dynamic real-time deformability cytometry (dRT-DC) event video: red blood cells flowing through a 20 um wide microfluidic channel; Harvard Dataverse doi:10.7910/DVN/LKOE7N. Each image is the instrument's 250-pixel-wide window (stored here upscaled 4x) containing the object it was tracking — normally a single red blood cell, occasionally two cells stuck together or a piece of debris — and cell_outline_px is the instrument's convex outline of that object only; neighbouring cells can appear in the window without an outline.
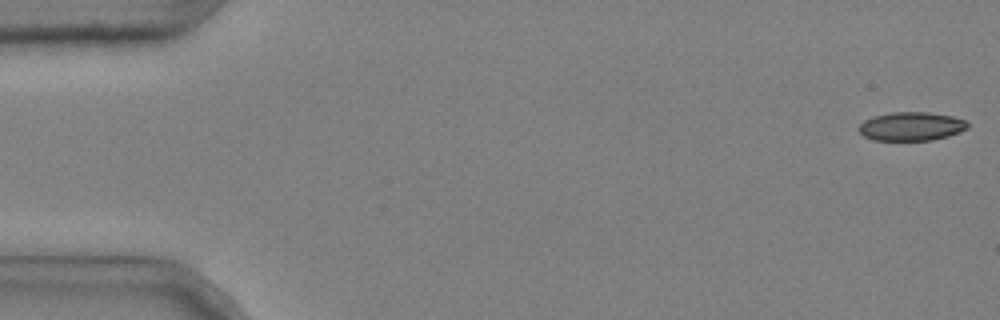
{"species": "common noctule bat (a hibernating species)", "species_latin": "Nyctalus noctula", "temperature_condition": "cold", "stored_images_in_passage": 49, "camera_frame_rate_fps": 3000, "um_per_image_px": 0.085, "animal": {"sex": "male", "body_mass_g": 20.4}, "frame": {"image": 1, "passage_image": 1, "time_ms": 0.0, "image_size_px": [1000, 320], "cell_outline_px": [[968, 128], [960, 132], [948, 136], [932, 140], [872, 140], [864, 136], [856, 128], [864, 120], [872, 116], [888, 112], [928, 112], [952, 116], [964, 120], [968, 124]], "centroid_in_image_um": [77.42, 10.73], "position_along_channel_um": 7.6, "area_um2": 18.32}}
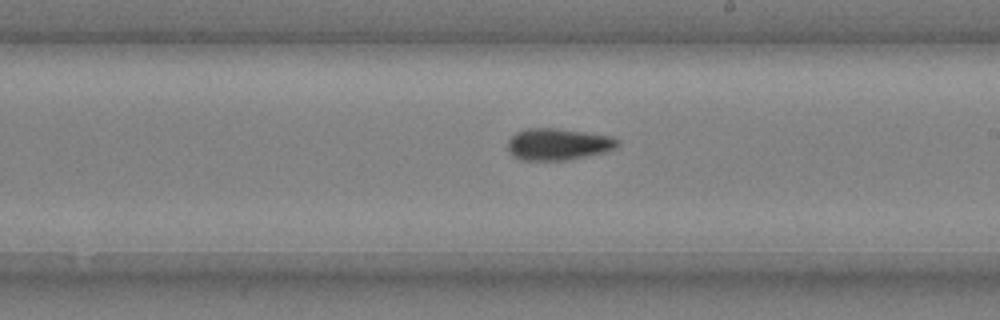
{"frame": {"image": 2, "passage_image": 31, "time_ms": 10.0, "image_size_px": [1000, 320], "cell_outline_px": [[620, 144], [616, 148], [604, 152], [564, 160], [520, 160], [512, 156], [508, 152], [508, 140], [516, 132], [528, 128], [556, 128], [612, 136], [620, 140]], "centroid_in_image_um": [47.42, 12.25], "position_along_channel_um": 241.6, "area_um2": 20.35}}
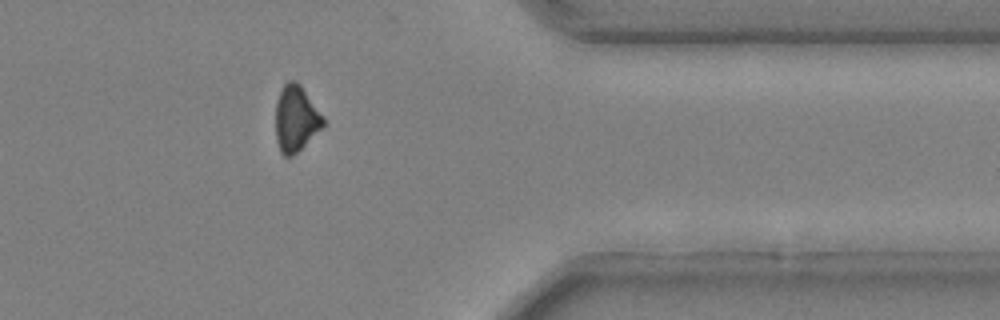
{"frame": {"image": 3, "passage_image": 44, "time_ms": 14.333, "image_size_px": [1000, 320], "cell_outline_px": [[324, 124], [292, 156], [284, 156], [280, 152], [276, 140], [276, 100], [284, 84], [288, 80], [296, 80], [300, 84], [324, 116]], "centroid_in_image_um": [25.13, 10.04], "position_along_channel_um": 386.3, "area_um2": 18.03}, "authors_computed_cell_mechanics": {"area_um2": 19.5364, "velocity_mm_per_s": 3.6961, "shape_relaxation_time_tau1_ms": 3.1209, "shape_relaxation_time_tau2_ms": null, "deformation_change_tau1": 0.086, "deformation_change_tau2": null}}